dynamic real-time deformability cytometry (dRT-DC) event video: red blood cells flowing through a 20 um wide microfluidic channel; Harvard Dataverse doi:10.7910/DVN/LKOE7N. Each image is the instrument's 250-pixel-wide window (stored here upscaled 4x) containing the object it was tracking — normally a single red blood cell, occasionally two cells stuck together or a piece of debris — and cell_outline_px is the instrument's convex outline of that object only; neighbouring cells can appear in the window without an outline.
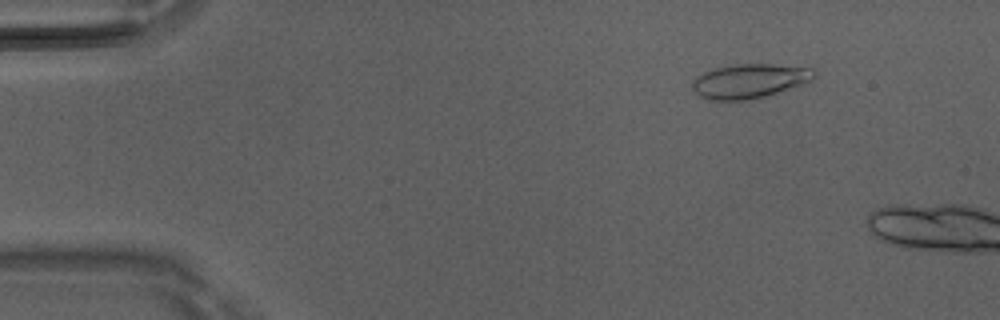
{"species": "Egyptian fruit bat (a non-hibernating species)", "species_latin": "Rousettus aegyptiacus", "temperature_condition": "room temperature", "stored_images_in_passage": 3, "camera_frame_rate_fps": 3000, "um_per_image_px": 0.085, "animal": {"sex": "male"}, "frame": {"image": 1, "passage_image": 2, "time_ms": 0.333, "image_size_px": [1000, 320], "cell_outline_px": [[816, 76], [812, 80], [764, 96], [748, 100], [708, 100], [700, 96], [692, 88], [692, 80], [704, 72], [716, 68], [736, 64], [772, 64], [816, 68]], "centroid_in_image_um": [63.71, 6.87], "position_along_channel_um": 21.3, "area_um2": 24.16}}